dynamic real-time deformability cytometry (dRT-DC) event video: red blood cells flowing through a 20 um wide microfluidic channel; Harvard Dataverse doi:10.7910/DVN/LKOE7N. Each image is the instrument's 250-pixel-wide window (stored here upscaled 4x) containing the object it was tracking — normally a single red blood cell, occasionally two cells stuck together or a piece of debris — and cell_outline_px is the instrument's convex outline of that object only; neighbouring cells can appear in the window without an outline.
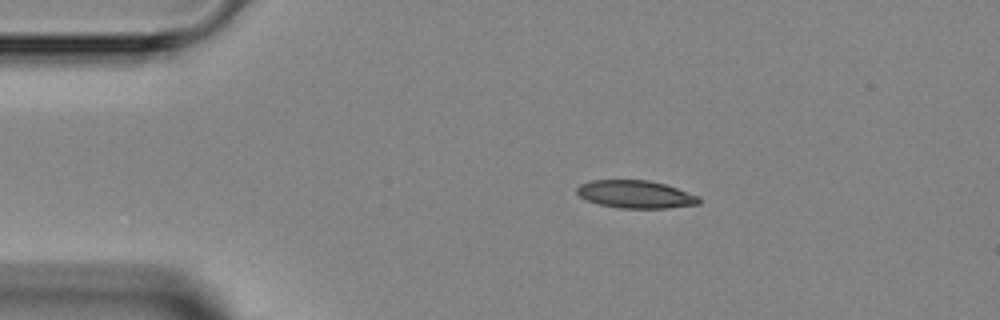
{"species": "Egyptian fruit bat (a non-hibernating species)", "species_latin": "Rousettus aegyptiacus", "temperature_condition": "room temperature", "stored_images_in_passage": 2, "camera_frame_rate_fps": 3000, "um_per_image_px": 0.085, "animal": {"sex": "female"}, "frame": {"image": 1, "passage_image": 1, "time_ms": 0.0, "image_size_px": [1000, 320], "cell_outline_px": [[700, 204], [668, 208], [620, 208], [600, 204], [588, 200], [580, 196], [576, 192], [576, 188], [580, 184], [592, 180], [648, 180], [664, 184], [700, 196]], "centroid_in_image_um": [54.04, 16.51], "position_along_channel_um": 31.0, "area_um2": 19.65}}